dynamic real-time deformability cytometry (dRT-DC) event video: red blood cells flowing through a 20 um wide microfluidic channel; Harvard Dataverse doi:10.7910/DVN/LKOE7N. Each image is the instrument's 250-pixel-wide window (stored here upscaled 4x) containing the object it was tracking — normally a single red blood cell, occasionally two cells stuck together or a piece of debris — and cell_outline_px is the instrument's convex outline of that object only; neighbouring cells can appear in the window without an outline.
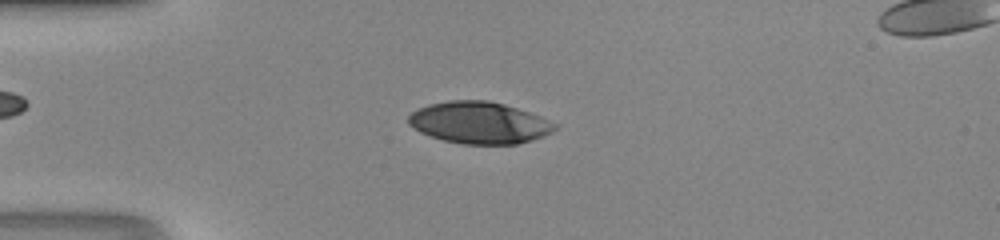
{"species": "human", "species_latin": "Homo sapiens", "temperature_condition": "room temperature", "stored_images_in_passage": 47, "camera_frame_rate_fps": 3000, "um_per_image_px": 0.085, "donor": {"sex": "male"}, "frame": {"image": 1, "passage_image": 13, "time_ms": 4.0, "image_size_px": [1000, 240], "cell_outline_px": [[560, 128], [544, 136], [532, 140], [516, 144], [464, 144], [444, 140], [420, 132], [408, 124], [408, 116], [416, 108], [428, 104], [448, 100], [488, 100], [504, 104], [540, 116], [560, 124]], "centroid_in_image_um": [40.76, 10.42], "position_along_channel_um": 44.2, "area_um2": 35.89}}
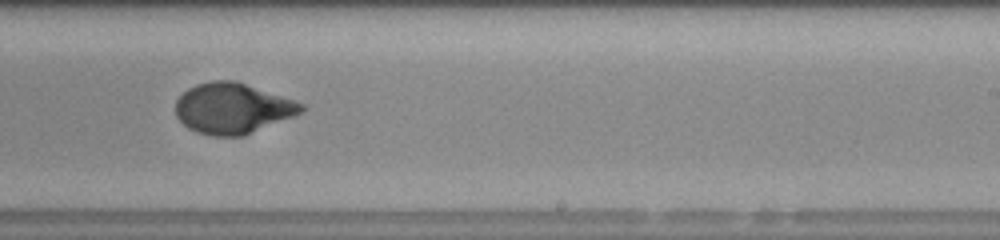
{"frame": {"image": 2, "passage_image": 30, "time_ms": 9.667, "image_size_px": [1000, 240], "cell_outline_px": [[304, 112], [244, 136], [212, 136], [196, 132], [188, 128], [176, 116], [176, 100], [188, 88], [196, 84], [212, 80], [236, 80], [304, 104]], "centroid_in_image_um": [19.76, 9.21], "position_along_channel_um": 269.2, "area_um2": 37.11}}
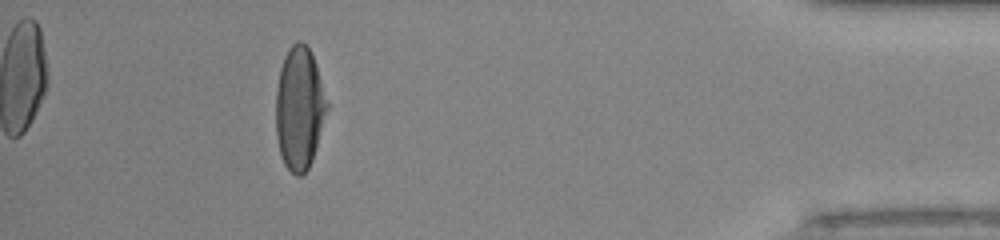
{"frame": {"image": 3, "passage_image": 43, "time_ms": 14.0, "image_size_px": [1000, 240], "cell_outline_px": [[328, 108], [312, 160], [308, 168], [300, 176], [296, 176], [284, 164], [280, 156], [276, 136], [276, 88], [280, 68], [284, 56], [288, 48], [296, 40], [300, 40], [308, 48], [316, 64], [328, 104]], "centroid_in_image_um": [25.43, 9.2], "position_along_channel_um": 409.8, "area_um2": 36.53}}